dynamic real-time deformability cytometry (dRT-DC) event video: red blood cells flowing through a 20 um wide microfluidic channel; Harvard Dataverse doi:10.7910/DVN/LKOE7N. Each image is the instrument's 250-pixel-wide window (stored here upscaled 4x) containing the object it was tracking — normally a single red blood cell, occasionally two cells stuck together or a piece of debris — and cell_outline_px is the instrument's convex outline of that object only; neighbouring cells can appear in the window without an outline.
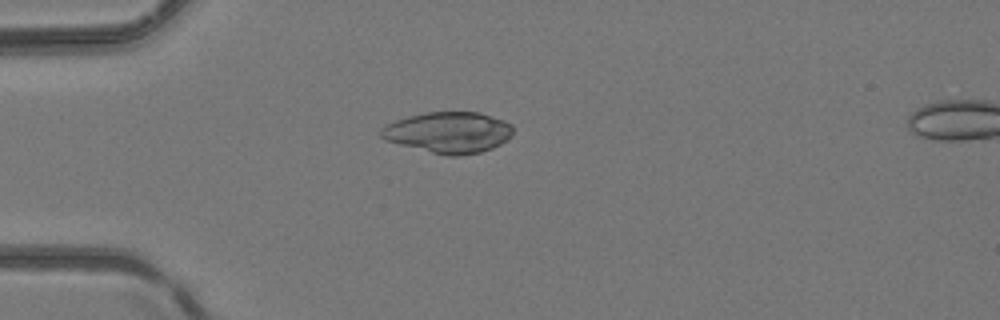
{"species": "common noctule bat (a hibernating species)", "species_latin": "Nyctalus noctula", "temperature_condition": "room temperature", "stored_images_in_passage": 2, "segment_of_instrument_passage": [1, 2], "camera_frame_rate_fps": 3000, "um_per_image_px": 0.085, "animal": {"sex": "female", "body_mass_g": 24.6, "forearm_length_mm": 56.2}, "frame": {"image": 1, "passage_image": 1, "time_ms": 0.0, "image_size_px": [1000, 320], "cell_outline_px": [[512, 136], [500, 144], [492, 148], [480, 152], [460, 156], [448, 156], [384, 140], [380, 136], [380, 128], [384, 124], [408, 116], [424, 112], [480, 112], [504, 120], [512, 124]], "centroid_in_image_um": [38.12, 11.24], "position_along_channel_um": 46.9, "area_um2": 31.67}}